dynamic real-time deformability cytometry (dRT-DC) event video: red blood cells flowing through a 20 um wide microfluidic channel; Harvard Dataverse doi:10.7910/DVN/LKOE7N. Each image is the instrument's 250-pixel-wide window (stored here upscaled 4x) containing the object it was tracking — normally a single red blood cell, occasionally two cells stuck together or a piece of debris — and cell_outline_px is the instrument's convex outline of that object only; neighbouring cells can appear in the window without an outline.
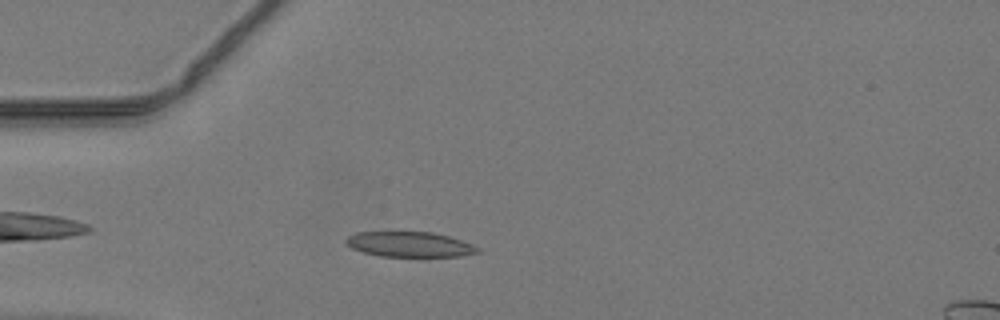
{"species": "common noctule bat (a hibernating species)", "species_latin": "Nyctalus noctula", "temperature_condition": "warm", "stored_images_in_passage": 41, "camera_frame_rate_fps": 3000, "um_per_image_px": 0.085, "animal": {"sex": "male", "body_mass_g": 19.2, "forearm_length_mm": 51.8}, "frame": {"image": 1, "passage_image": 6, "time_ms": 1.667, "image_size_px": [1000, 320], "cell_outline_px": [[484, 252], [460, 256], [380, 256], [364, 252], [352, 248], [344, 240], [348, 236], [356, 232], [432, 232], [448, 236], [472, 244], [480, 248]], "centroid_in_image_um": [34.86, 20.77], "position_along_channel_um": 50.1, "area_um2": 19.25}}
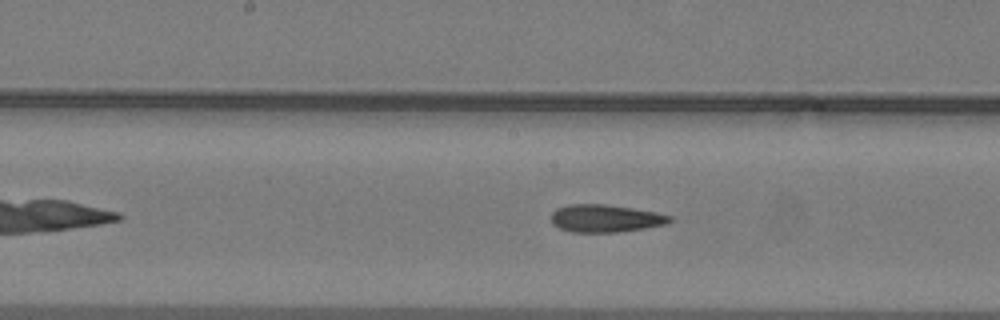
{"frame": {"image": 2, "passage_image": 17, "time_ms": 5.333, "image_size_px": [1000, 320], "cell_outline_px": [[672, 220], [668, 224], [644, 228], [616, 232], [572, 232], [560, 228], [552, 224], [552, 212], [556, 208], [568, 204], [604, 204], [632, 208], [656, 212], [672, 216]], "centroid_in_image_um": [51.46, 18.56], "position_along_channel_um": 196.7, "area_um2": 19.07}}
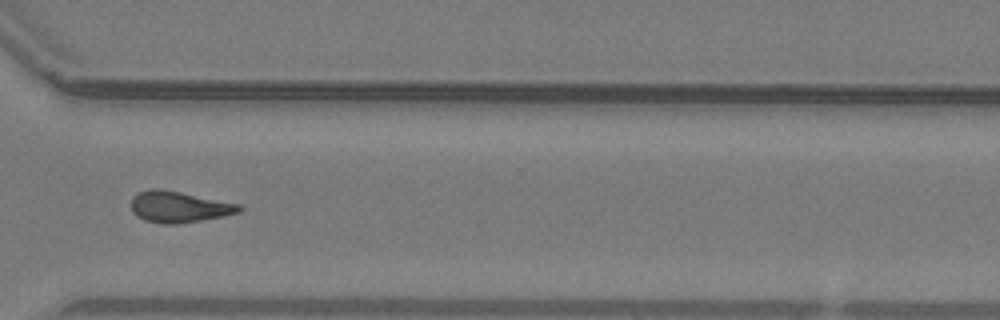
{"frame": {"image": 3, "passage_image": 28, "time_ms": 9.0, "image_size_px": [1000, 320], "cell_outline_px": [[244, 208], [240, 212], [224, 216], [180, 224], [160, 224], [144, 220], [136, 216], [132, 212], [132, 196], [148, 188], [160, 188], [240, 204]], "centroid_in_image_um": [15.2, 17.59], "position_along_channel_um": 355.4, "area_um2": 19.83}}